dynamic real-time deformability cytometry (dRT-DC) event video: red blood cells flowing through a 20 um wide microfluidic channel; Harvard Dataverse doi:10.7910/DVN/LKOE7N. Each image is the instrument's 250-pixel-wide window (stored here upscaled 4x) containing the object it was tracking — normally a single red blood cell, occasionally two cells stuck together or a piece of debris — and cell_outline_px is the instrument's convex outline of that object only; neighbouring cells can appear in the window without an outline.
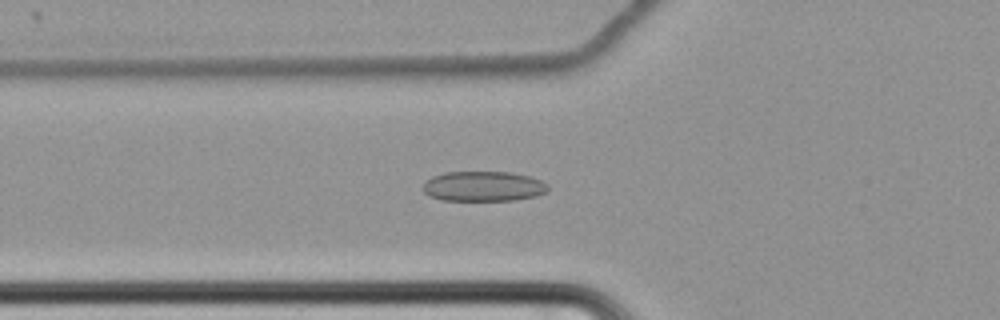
{"species": "common noctule bat (a hibernating species)", "species_latin": "Nyctalus noctula", "temperature_condition": "cold", "stored_images_in_passage": 43, "camera_frame_rate_fps": 3000, "um_per_image_px": 0.085, "animal": {"sex": "female", "body_mass_g": 22.7, "forearm_length_mm": 54.2}, "frame": {"image": 1, "passage_image": 5, "time_ms": 1.333, "image_size_px": [1000, 320], "cell_outline_px": [[548, 192], [536, 196], [516, 200], [444, 200], [428, 196], [420, 188], [424, 180], [432, 176], [444, 172], [512, 172], [532, 176], [548, 184]], "centroid_in_image_um": [41.07, 15.83], "position_along_channel_um": 84.7, "area_um2": 22.31}}
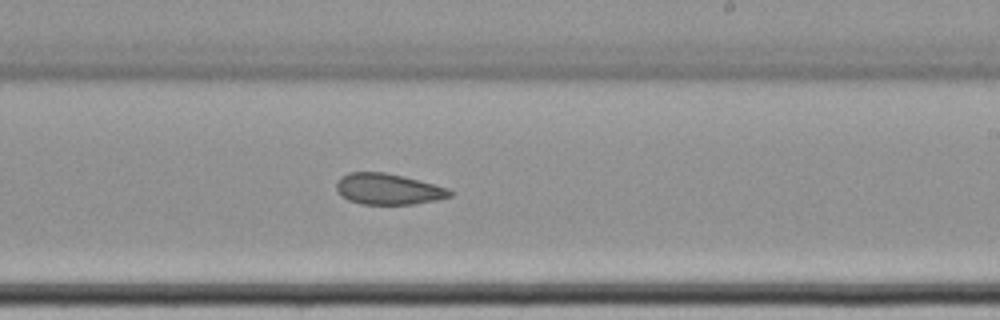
{"frame": {"image": 2, "passage_image": 20, "time_ms": 6.333, "image_size_px": [1000, 320], "cell_outline_px": [[452, 196], [436, 200], [416, 204], [360, 204], [348, 200], [340, 196], [336, 192], [336, 184], [340, 176], [348, 172], [384, 172], [404, 176], [448, 188], [452, 192]], "centroid_in_image_um": [32.95, 16.07], "position_along_channel_um": 256.0, "area_um2": 20.69}}
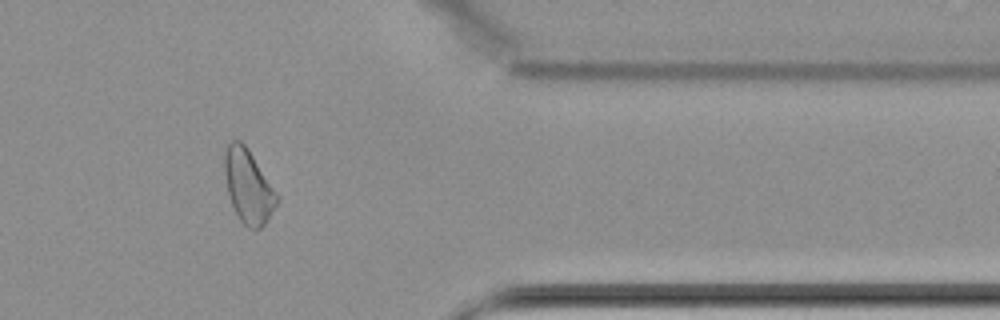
{"frame": {"image": 3, "passage_image": 33, "time_ms": 10.667, "image_size_px": [1000, 320], "cell_outline_px": [[280, 200], [264, 224], [260, 228], [248, 228], [240, 220], [232, 204], [228, 192], [224, 172], [224, 152], [228, 144], [232, 140], [240, 140], [248, 148], [280, 196]], "centroid_in_image_um": [21.12, 15.81], "position_along_channel_um": 390.3, "area_um2": 22.43}, "authors_computed_cell_mechanics": {"area_um2": 21.9062, "velocity_mm_per_s": 3.4356, "shape_relaxation_time_tau1_ms": null, "shape_relaxation_time_tau2_ms": 3.0124, "deformation_change_tau1": null, "deformation_change_tau2": 0.0905}}